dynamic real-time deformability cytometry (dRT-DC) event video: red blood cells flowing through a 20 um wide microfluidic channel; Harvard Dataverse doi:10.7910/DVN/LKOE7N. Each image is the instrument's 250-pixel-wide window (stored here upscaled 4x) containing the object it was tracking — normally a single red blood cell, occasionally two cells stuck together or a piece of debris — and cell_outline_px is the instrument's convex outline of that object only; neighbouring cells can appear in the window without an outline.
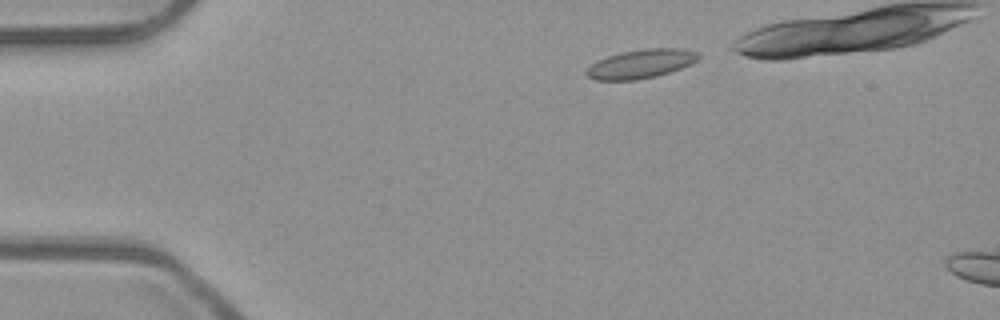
{"species": "common noctule bat (a hibernating species)", "species_latin": "Nyctalus noctula", "temperature_condition": "room temperature", "stored_images_in_passage": 6, "camera_frame_rate_fps": 3000, "um_per_image_px": 0.085, "animal": {"sex": "male", "body_mass_g": 23.1, "forearm_length_mm": 52.7}, "frame": {"image": 1, "passage_image": 2, "time_ms": 0.333, "image_size_px": [1000, 320], "cell_outline_px": [[700, 56], [696, 60], [680, 68], [656, 76], [636, 80], [596, 80], [588, 76], [584, 72], [592, 64], [608, 56], [620, 52], [644, 48], [684, 48], [700, 52]], "centroid_in_image_um": [54.49, 5.41], "position_along_channel_um": 30.5, "area_um2": 18.73}}